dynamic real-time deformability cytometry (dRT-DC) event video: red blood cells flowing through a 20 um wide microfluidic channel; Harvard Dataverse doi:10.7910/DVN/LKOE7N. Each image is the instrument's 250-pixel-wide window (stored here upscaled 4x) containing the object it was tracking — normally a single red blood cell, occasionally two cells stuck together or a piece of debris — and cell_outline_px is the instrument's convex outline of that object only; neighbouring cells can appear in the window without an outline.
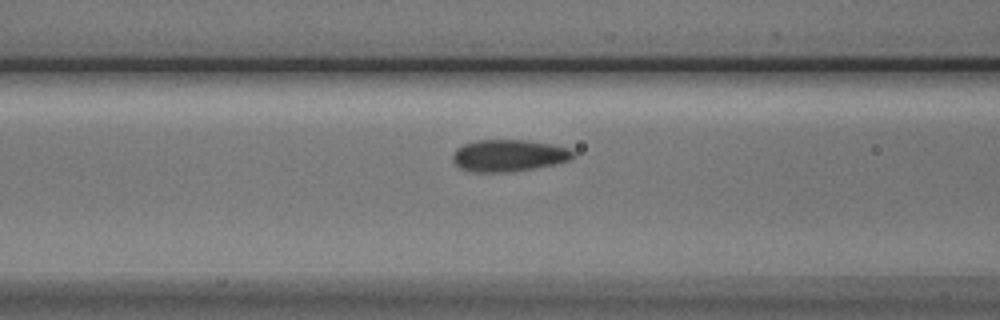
{"species": "Egyptian fruit bat (a non-hibernating species)", "species_latin": "Rousettus aegyptiacus", "temperature_condition": "cold", "stored_images_in_passage": 7, "camera_frame_rate_fps": 3000, "um_per_image_px": 0.085, "animal": {"sex": "male"}, "frame": {"image": 1, "passage_image": 5, "time_ms": 1.333, "image_size_px": [1000, 320], "cell_outline_px": [[576, 156], [572, 160], [556, 164], [536, 168], [512, 172], [468, 172], [460, 168], [452, 160], [452, 152], [456, 148], [464, 144], [476, 140], [524, 140], [552, 144], [568, 148]], "centroid_in_image_um": [43.23, 13.23], "position_along_channel_um": 123.4, "area_um2": 22.72}}